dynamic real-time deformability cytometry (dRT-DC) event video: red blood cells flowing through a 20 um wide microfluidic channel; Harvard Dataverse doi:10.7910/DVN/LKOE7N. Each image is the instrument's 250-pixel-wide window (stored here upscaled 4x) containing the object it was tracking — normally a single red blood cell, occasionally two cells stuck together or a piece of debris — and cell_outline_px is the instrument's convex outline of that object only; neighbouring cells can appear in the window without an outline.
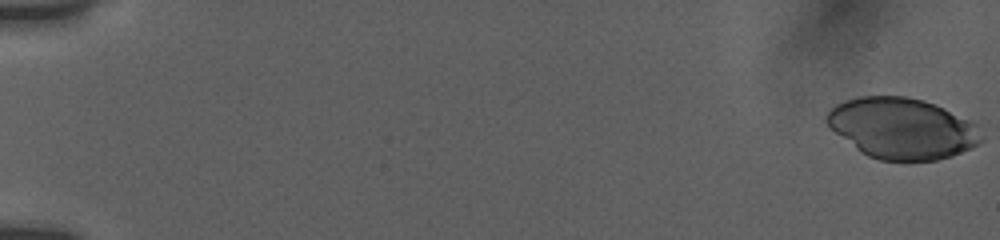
{"species": "human", "species_latin": "Homo sapiens", "temperature_condition": "room temperature", "stored_images_in_passage": 54, "camera_frame_rate_fps": 3000, "um_per_image_px": 0.085, "donor": {"sex": "female"}, "frame": {"image": 1, "passage_image": 1, "time_ms": 0.0, "image_size_px": [1000, 240], "cell_outline_px": [[984, 140], [972, 148], [952, 156], [936, 160], [904, 164], [880, 160], [868, 156], [860, 152], [836, 132], [824, 120], [828, 112], [836, 104], [844, 100], [860, 96], [908, 96], [924, 100], [936, 104], [976, 124]], "centroid_in_image_um": [76.69, 10.94], "position_along_channel_um": 8.3, "area_um2": 55.55}}
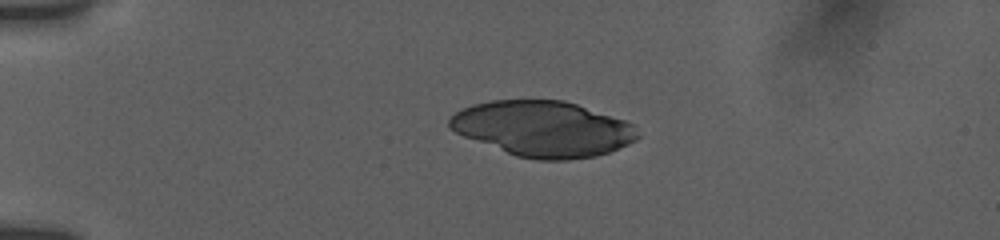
{"frame": {"image": 2, "passage_image": 14, "time_ms": 4.333, "image_size_px": [1000, 240], "cell_outline_px": [[640, 136], [636, 140], [628, 144], [608, 152], [596, 156], [568, 160], [540, 160], [516, 156], [464, 136], [448, 128], [448, 120], [460, 108], [472, 104], [492, 100], [564, 100], [624, 120], [632, 124]], "centroid_in_image_um": [46.13, 10.94], "position_along_channel_um": 38.9, "area_um2": 60.69}}